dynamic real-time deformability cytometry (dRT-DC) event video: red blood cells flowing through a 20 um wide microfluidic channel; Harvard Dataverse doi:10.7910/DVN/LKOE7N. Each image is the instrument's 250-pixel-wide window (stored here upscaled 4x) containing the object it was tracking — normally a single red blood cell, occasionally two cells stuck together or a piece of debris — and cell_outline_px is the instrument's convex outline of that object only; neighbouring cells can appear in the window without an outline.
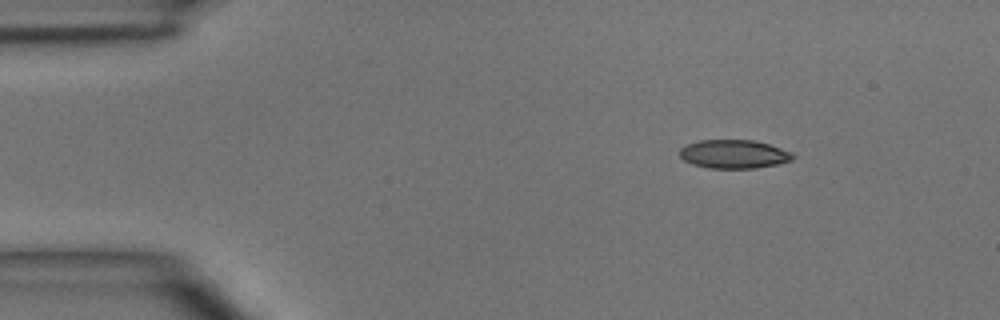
{"species": "common noctule bat (a hibernating species)", "species_latin": "Nyctalus noctula", "temperature_condition": "room temperature", "stored_images_in_passage": 3, "camera_frame_rate_fps": 3000, "um_per_image_px": 0.085, "animal": {"sex": "male", "body_mass_g": 15.6}, "frame": {"image": 1, "passage_image": 1, "time_ms": 0.0, "image_size_px": [1000, 320], "cell_outline_px": [[796, 156], [792, 160], [780, 164], [756, 168], [708, 168], [692, 164], [684, 160], [680, 156], [680, 148], [688, 144], [700, 140], [752, 140], [768, 144], [792, 152]], "centroid_in_image_um": [62.4, 13.1], "position_along_channel_um": 22.6, "area_um2": 18.9}}
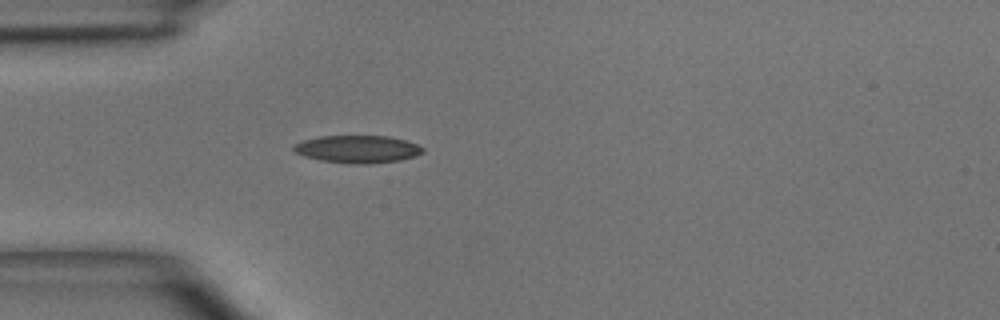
{"frame": {"image": 2, "passage_image": 3, "time_ms": 2.333, "image_size_px": [1000, 320], "cell_outline_px": [[424, 152], [416, 156], [400, 160], [368, 164], [348, 164], [320, 160], [304, 156], [296, 152], [292, 148], [292, 144], [300, 140], [320, 136], [388, 136], [404, 140], [416, 144], [424, 148]], "centroid_in_image_um": [30.36, 12.68], "position_along_channel_um": 54.6, "area_um2": 20.92}}